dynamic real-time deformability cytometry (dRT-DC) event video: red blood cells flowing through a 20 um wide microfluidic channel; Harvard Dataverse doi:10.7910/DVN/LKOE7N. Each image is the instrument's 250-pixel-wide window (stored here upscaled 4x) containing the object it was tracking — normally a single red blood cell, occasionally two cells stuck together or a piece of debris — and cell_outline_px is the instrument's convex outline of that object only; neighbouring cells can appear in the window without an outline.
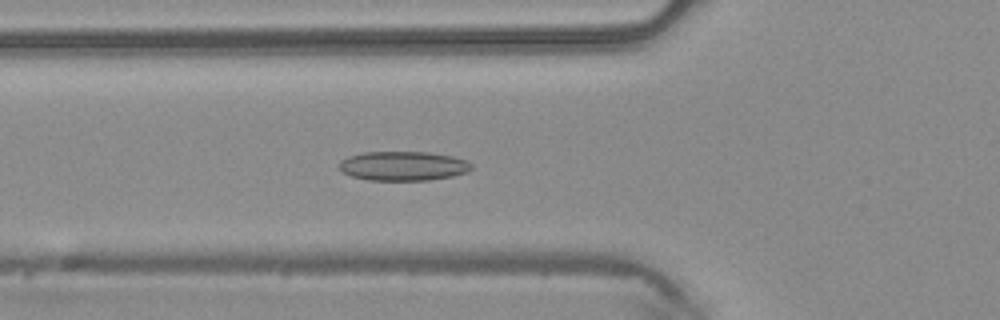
{"species": "common noctule bat (a hibernating species)", "species_latin": "Nyctalus noctula", "temperature_condition": "warm", "stored_images_in_passage": 47, "camera_frame_rate_fps": 3000, "um_per_image_px": 0.085, "animal": {"sex": "male", "body_mass_g": 20.4}, "frame": {"image": 1, "passage_image": 17, "time_ms": 5.333, "image_size_px": [1000, 320], "cell_outline_px": [[472, 168], [468, 172], [452, 176], [428, 180], [368, 180], [352, 176], [340, 172], [340, 160], [348, 156], [364, 152], [428, 152], [452, 156], [468, 160], [472, 164]], "centroid_in_image_um": [34.27, 14.1], "position_along_channel_um": 91.5, "area_um2": 22.72}}
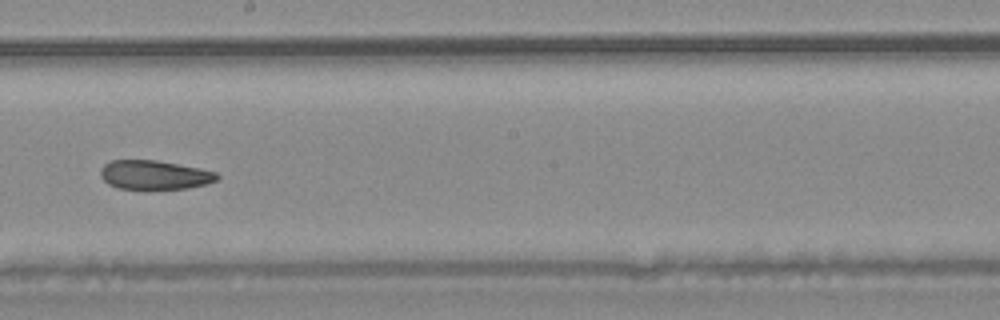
{"frame": {"image": 2, "passage_image": 27, "time_ms": 8.667, "image_size_px": [1000, 320], "cell_outline_px": [[220, 176], [216, 180], [204, 184], [188, 188], [144, 192], [116, 188], [108, 184], [100, 176], [100, 168], [104, 164], [112, 160], [156, 160], [200, 168], [216, 172]], "centroid_in_image_um": [13.08, 14.91], "position_along_channel_um": 235.1, "area_um2": 20.58}}
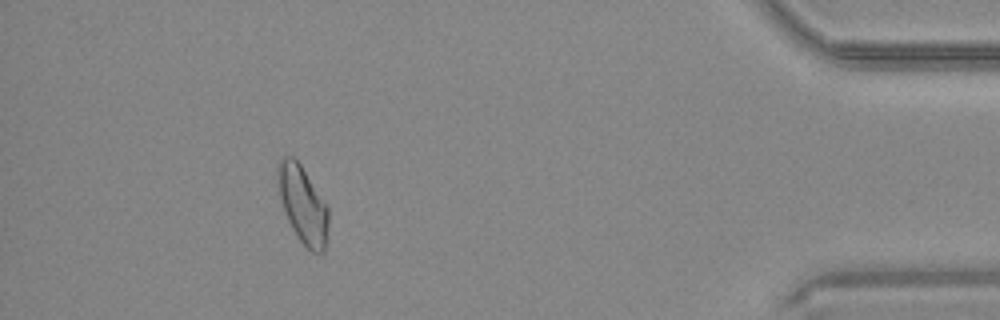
{"frame": {"image": 3, "passage_image": 43, "time_ms": 14.0, "image_size_px": [1000, 320], "cell_outline_px": [[328, 228], [324, 252], [312, 252], [300, 240], [292, 228], [284, 212], [280, 196], [276, 176], [276, 168], [280, 160], [284, 156], [292, 156], [300, 164], [328, 204]], "centroid_in_image_um": [25.74, 17.36], "position_along_channel_um": 409.5, "area_um2": 22.83}}